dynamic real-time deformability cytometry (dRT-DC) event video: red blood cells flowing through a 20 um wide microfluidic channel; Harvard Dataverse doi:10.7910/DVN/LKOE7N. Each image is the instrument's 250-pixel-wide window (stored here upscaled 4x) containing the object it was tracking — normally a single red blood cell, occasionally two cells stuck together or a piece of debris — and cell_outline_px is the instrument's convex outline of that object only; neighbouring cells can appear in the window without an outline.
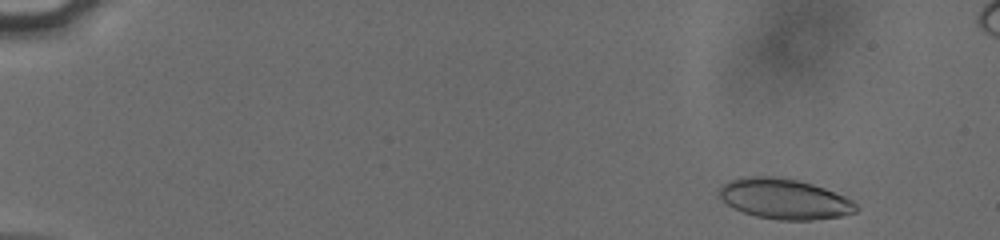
{"species": "human", "species_latin": "Homo sapiens", "temperature_condition": "cold", "stored_images_in_passage": 12, "camera_frame_rate_fps": 3000, "um_per_image_px": 0.085, "donor": {"sex": "male"}, "frame": {"image": 1, "passage_image": 4, "time_ms": 1.0, "image_size_px": [1000, 240], "cell_outline_px": [[860, 208], [856, 212], [840, 216], [812, 220], [776, 220], [756, 216], [732, 208], [716, 192], [728, 180], [744, 176], [776, 176], [796, 180], [812, 184], [824, 188], [844, 196], [852, 200]], "centroid_in_image_um": [66.66, 16.9], "position_along_channel_um": 18.3, "area_um2": 32.25}}